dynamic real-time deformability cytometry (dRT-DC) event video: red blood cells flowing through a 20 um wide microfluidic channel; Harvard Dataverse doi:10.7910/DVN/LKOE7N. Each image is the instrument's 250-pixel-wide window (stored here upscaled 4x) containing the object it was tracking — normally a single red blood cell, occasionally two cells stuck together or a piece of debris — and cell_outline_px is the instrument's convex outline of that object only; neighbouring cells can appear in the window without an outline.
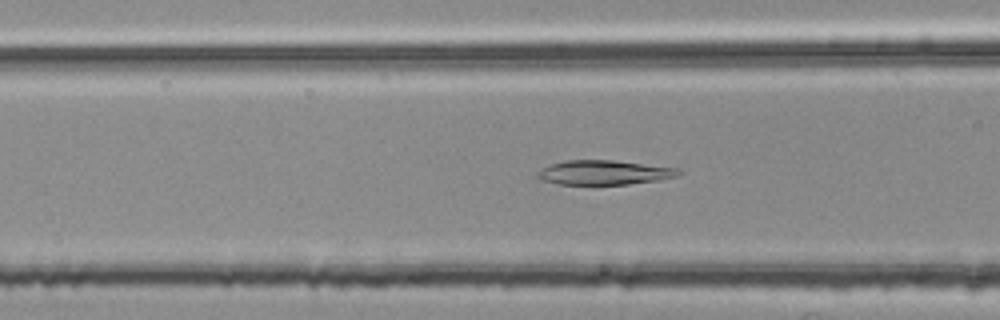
{"species": "common noctule bat (a hibernating species)", "species_latin": "Nyctalus noctula", "temperature_condition": "room temperature", "stored_images_in_passage": 41, "camera_frame_rate_fps": 3000, "um_per_image_px": 0.085, "animal": {"sex": "female", "body_mass_g": 25.1}, "frame": {"image": 1, "passage_image": 17, "time_ms": 5.333, "image_size_px": [1000, 320], "cell_outline_px": [[684, 172], [676, 176], [656, 180], [628, 184], [556, 184], [544, 180], [536, 176], [536, 172], [548, 164], [568, 160], [612, 160], [680, 168]], "centroid_in_image_um": [51.34, 14.65], "position_along_channel_um": 115.3, "area_um2": 20.06}}
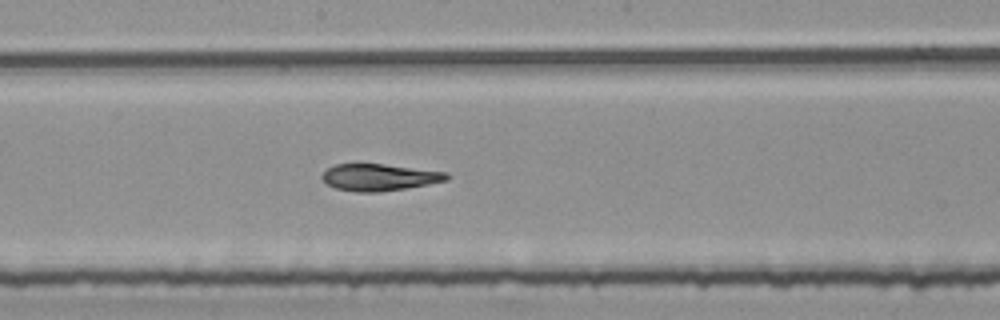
{"frame": {"image": 2, "passage_image": 25, "time_ms": 8.0, "image_size_px": [1000, 320], "cell_outline_px": [[448, 180], [428, 184], [380, 192], [356, 192], [336, 188], [324, 184], [320, 176], [328, 168], [336, 164], [384, 164], [448, 172]], "centroid_in_image_um": [32.2, 15.07], "position_along_channel_um": 216.0, "area_um2": 19.48}}
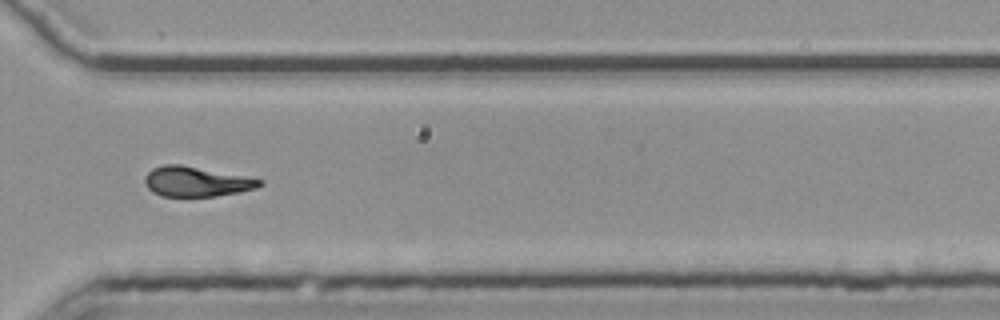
{"frame": {"image": 3, "passage_image": 36, "time_ms": 11.667, "image_size_px": [1000, 320], "cell_outline_px": [[264, 184], [256, 188], [240, 192], [216, 196], [160, 196], [152, 192], [148, 188], [144, 180], [144, 176], [152, 168], [164, 164], [180, 164], [244, 176], [264, 180]], "centroid_in_image_um": [16.67, 15.43], "position_along_channel_um": 353.9, "area_um2": 20.06}, "authors_computed_cell_mechanics": {"area_um2": 20.2878, "velocity_mm_per_s": 3.7764, "shape_relaxation_time_tau1_ms": 9.3116, "shape_relaxation_time_tau2_ms": 3.3606, "deformation_change_tau1": 0.2305, "deformation_change_tau2": 0.0921}}